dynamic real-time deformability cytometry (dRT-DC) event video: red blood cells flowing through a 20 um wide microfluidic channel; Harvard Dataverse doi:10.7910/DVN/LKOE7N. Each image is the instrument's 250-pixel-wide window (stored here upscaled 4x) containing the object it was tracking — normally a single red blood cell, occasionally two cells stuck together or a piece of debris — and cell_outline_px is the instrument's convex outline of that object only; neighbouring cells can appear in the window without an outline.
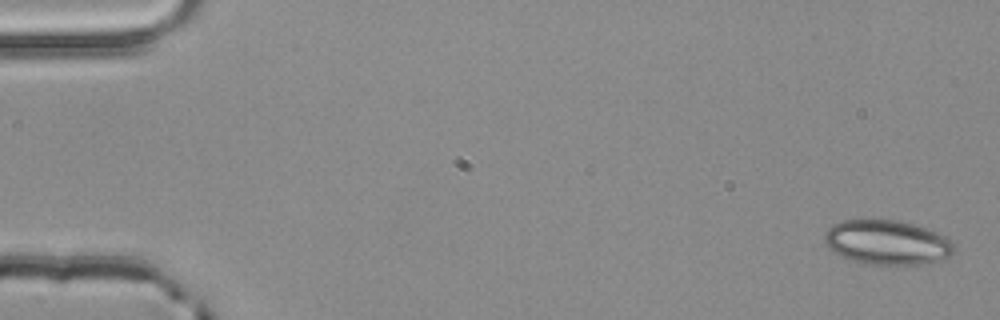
{"species": "common noctule bat (a hibernating species)", "species_latin": "Nyctalus noctula", "temperature_condition": "room temperature", "stored_images_in_passage": 4, "segment_of_instrument_passage": [2, 2], "camera_frame_rate_fps": 3000, "um_per_image_px": 0.085, "animal": {"sex": "male", "body_mass_g": 20.4}, "frame": {"image": 1, "passage_image": 4, "time_ms": 1.0, "image_size_px": [1000, 320], "cell_outline_px": [[956, 252], [944, 260], [916, 264], [872, 264], [852, 260], [828, 248], [824, 244], [824, 232], [832, 224], [844, 220], [896, 220], [912, 224], [924, 228], [944, 236], [956, 248]], "centroid_in_image_um": [75.39, 20.6], "position_along_channel_um": 9.6, "area_um2": 33.29}}